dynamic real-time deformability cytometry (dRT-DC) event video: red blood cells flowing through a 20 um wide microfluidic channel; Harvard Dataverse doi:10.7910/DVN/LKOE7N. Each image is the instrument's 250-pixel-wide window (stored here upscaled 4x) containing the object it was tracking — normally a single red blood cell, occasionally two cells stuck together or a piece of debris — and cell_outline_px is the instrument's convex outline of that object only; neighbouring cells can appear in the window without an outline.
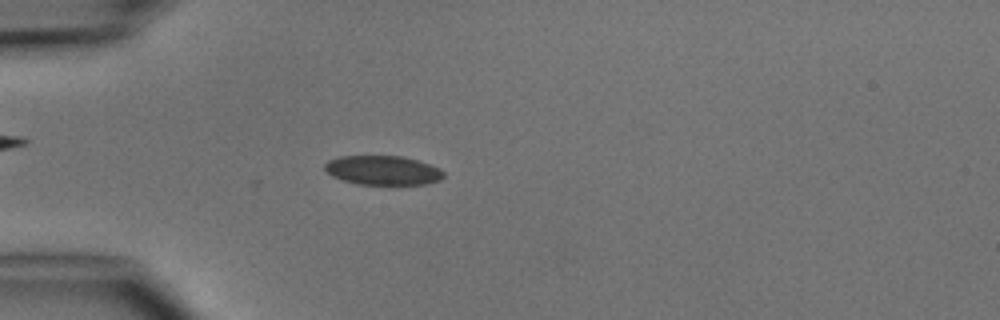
{"species": "common noctule bat (a hibernating species)", "species_latin": "Nyctalus noctula", "temperature_condition": "cold", "stored_images_in_passage": 5, "camera_frame_rate_fps": 3000, "um_per_image_px": 0.085, "animal": {"sex": "male", "body_mass_g": 15.6}, "frame": {"image": 1, "passage_image": 5, "time_ms": 4.667, "image_size_px": [1000, 320], "cell_outline_px": [[444, 176], [440, 180], [424, 184], [356, 184], [332, 176], [324, 168], [324, 164], [328, 160], [340, 156], [400, 156], [416, 160], [440, 168], [444, 172]], "centroid_in_image_um": [32.53, 14.47], "position_along_channel_um": 52.5, "area_um2": 20.11}}